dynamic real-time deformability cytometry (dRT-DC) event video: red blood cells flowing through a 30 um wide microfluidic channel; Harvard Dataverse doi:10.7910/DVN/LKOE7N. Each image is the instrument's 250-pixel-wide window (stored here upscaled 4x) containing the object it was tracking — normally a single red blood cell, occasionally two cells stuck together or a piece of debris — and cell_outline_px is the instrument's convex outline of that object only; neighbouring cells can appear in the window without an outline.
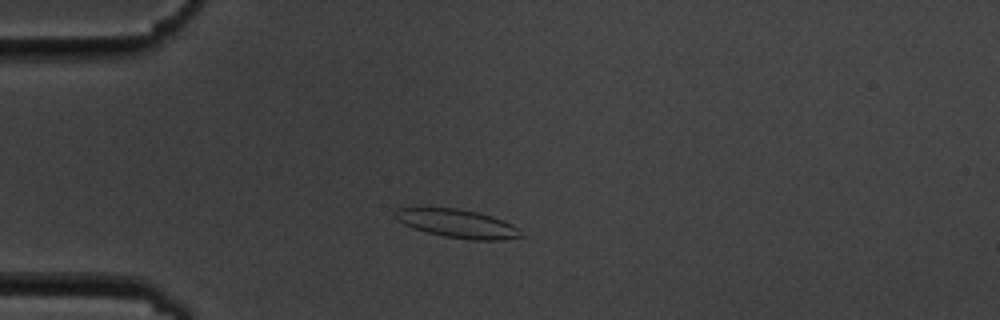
{"species": "common noctule bat (a hibernating species)", "species_latin": "Nyctalus noctula", "temperature_condition": "cold", "stored_images_in_passage": 8, "camera_frame_rate_fps": 3000, "um_per_image_px": 0.085, "animal": {"sex": "male", "body_mass_g": 19.5, "forearm_length_mm": 54.6}, "frame": {"image": 1, "passage_image": 4, "time_ms": 3.667, "image_size_px": [1000, 320], "cell_outline_px": [[524, 236], [504, 240], [472, 240], [444, 236], [428, 232], [404, 224], [396, 220], [392, 216], [392, 212], [396, 208], [456, 208], [476, 212], [492, 216], [504, 220], [512, 224]], "centroid_in_image_um": [38.86, 19.0], "position_along_channel_um": 46.1, "area_um2": 20.75}}
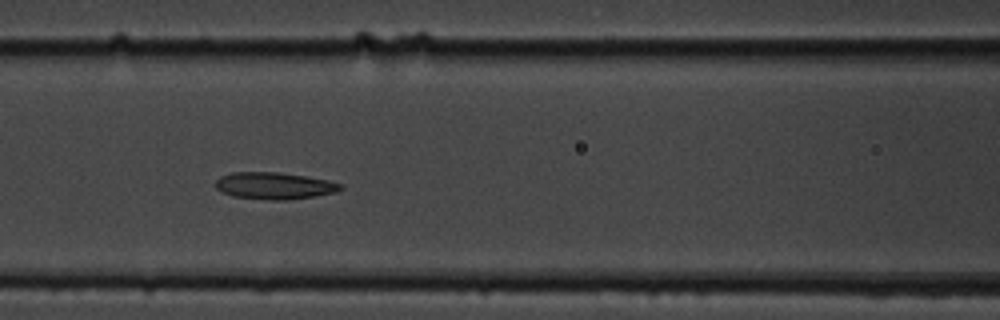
{"frame": {"image": 2, "passage_image": 7, "time_ms": 7.0, "image_size_px": [1000, 320], "cell_outline_px": [[344, 188], [336, 192], [292, 200], [268, 200], [232, 196], [220, 192], [216, 188], [216, 180], [220, 176], [232, 172], [280, 172], [328, 180], [344, 184]], "centroid_in_image_um": [23.32, 15.79], "position_along_channel_um": 143.3, "area_um2": 19.83}}
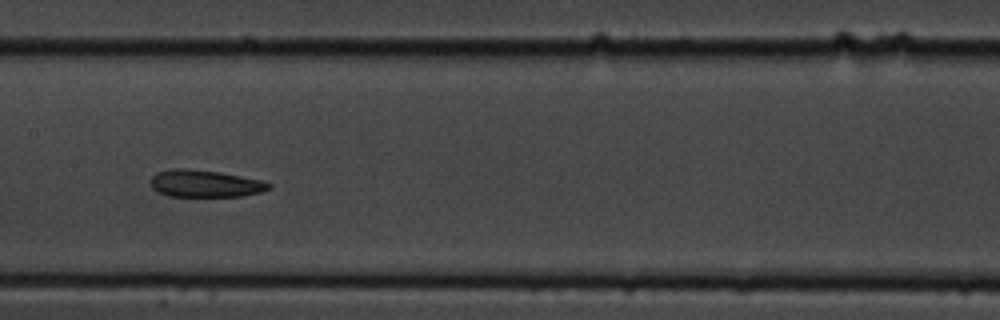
{"frame": {"image": 3, "passage_image": 8, "time_ms": 8.333, "image_size_px": [1000, 320], "cell_outline_px": [[272, 188], [260, 192], [244, 196], [168, 196], [156, 192], [148, 184], [148, 180], [156, 172], [172, 168], [184, 168], [220, 172], [260, 180], [272, 184]], "centroid_in_image_um": [17.36, 15.6], "position_along_channel_um": 190.0, "area_um2": 18.96}}